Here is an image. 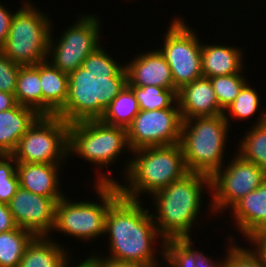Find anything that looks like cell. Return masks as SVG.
<instances>
[{
  "label": "cell",
  "mask_w": 266,
  "mask_h": 267,
  "mask_svg": "<svg viewBox=\"0 0 266 267\" xmlns=\"http://www.w3.org/2000/svg\"><path fill=\"white\" fill-rule=\"evenodd\" d=\"M127 84L125 65L100 46L68 74L66 103L56 115L68 124L98 120Z\"/></svg>",
  "instance_id": "6da1fadb"
},
{
  "label": "cell",
  "mask_w": 266,
  "mask_h": 267,
  "mask_svg": "<svg viewBox=\"0 0 266 267\" xmlns=\"http://www.w3.org/2000/svg\"><path fill=\"white\" fill-rule=\"evenodd\" d=\"M143 204L141 200L120 195L110 205L105 217V235L109 236L110 246L106 258L138 266L159 263L155 242L160 239V249L164 250L165 240L155 226L150 209H145Z\"/></svg>",
  "instance_id": "7a4b0ae2"
},
{
  "label": "cell",
  "mask_w": 266,
  "mask_h": 267,
  "mask_svg": "<svg viewBox=\"0 0 266 267\" xmlns=\"http://www.w3.org/2000/svg\"><path fill=\"white\" fill-rule=\"evenodd\" d=\"M132 153L134 156L128 162L126 161V168L123 171L126 182L122 184L113 179L115 177L98 171L96 183H117L121 195L129 199L141 200L142 194L152 196L189 173L180 143L141 148L131 151V155Z\"/></svg>",
  "instance_id": "3957f363"
},
{
  "label": "cell",
  "mask_w": 266,
  "mask_h": 267,
  "mask_svg": "<svg viewBox=\"0 0 266 267\" xmlns=\"http://www.w3.org/2000/svg\"><path fill=\"white\" fill-rule=\"evenodd\" d=\"M204 188L211 192L210 176L189 172L151 196L156 210L152 217L165 241L191 238L192 227L201 215Z\"/></svg>",
  "instance_id": "277c9868"
},
{
  "label": "cell",
  "mask_w": 266,
  "mask_h": 267,
  "mask_svg": "<svg viewBox=\"0 0 266 267\" xmlns=\"http://www.w3.org/2000/svg\"><path fill=\"white\" fill-rule=\"evenodd\" d=\"M229 127L224 115L183 120L180 145L188 172L211 177L223 167Z\"/></svg>",
  "instance_id": "5b68a950"
},
{
  "label": "cell",
  "mask_w": 266,
  "mask_h": 267,
  "mask_svg": "<svg viewBox=\"0 0 266 267\" xmlns=\"http://www.w3.org/2000/svg\"><path fill=\"white\" fill-rule=\"evenodd\" d=\"M94 189L98 202L72 201L64 195L56 204L52 230L83 242L103 236L107 211L121 194L117 183H94Z\"/></svg>",
  "instance_id": "8992f818"
},
{
  "label": "cell",
  "mask_w": 266,
  "mask_h": 267,
  "mask_svg": "<svg viewBox=\"0 0 266 267\" xmlns=\"http://www.w3.org/2000/svg\"><path fill=\"white\" fill-rule=\"evenodd\" d=\"M14 12L2 53L21 66L36 65L47 60L52 25L44 11L29 0Z\"/></svg>",
  "instance_id": "52a82bcc"
},
{
  "label": "cell",
  "mask_w": 266,
  "mask_h": 267,
  "mask_svg": "<svg viewBox=\"0 0 266 267\" xmlns=\"http://www.w3.org/2000/svg\"><path fill=\"white\" fill-rule=\"evenodd\" d=\"M125 148L126 153H131L124 127L111 126L100 119L69 124L68 155H77L94 166L108 168L125 152Z\"/></svg>",
  "instance_id": "ba28073f"
},
{
  "label": "cell",
  "mask_w": 266,
  "mask_h": 267,
  "mask_svg": "<svg viewBox=\"0 0 266 267\" xmlns=\"http://www.w3.org/2000/svg\"><path fill=\"white\" fill-rule=\"evenodd\" d=\"M69 124L57 115H41L11 154L17 163H65Z\"/></svg>",
  "instance_id": "9c48e42d"
},
{
  "label": "cell",
  "mask_w": 266,
  "mask_h": 267,
  "mask_svg": "<svg viewBox=\"0 0 266 267\" xmlns=\"http://www.w3.org/2000/svg\"><path fill=\"white\" fill-rule=\"evenodd\" d=\"M173 19L164 35L163 47L157 49L167 61L174 86L179 90L183 85L203 76L202 42L182 17Z\"/></svg>",
  "instance_id": "30bf717a"
},
{
  "label": "cell",
  "mask_w": 266,
  "mask_h": 267,
  "mask_svg": "<svg viewBox=\"0 0 266 267\" xmlns=\"http://www.w3.org/2000/svg\"><path fill=\"white\" fill-rule=\"evenodd\" d=\"M81 15L62 32L57 42L51 29L47 61L66 74L76 71L92 52L102 46L99 40L102 26L100 18L94 14Z\"/></svg>",
  "instance_id": "8fae6325"
},
{
  "label": "cell",
  "mask_w": 266,
  "mask_h": 267,
  "mask_svg": "<svg viewBox=\"0 0 266 267\" xmlns=\"http://www.w3.org/2000/svg\"><path fill=\"white\" fill-rule=\"evenodd\" d=\"M225 165L210 177L212 194L209 196L212 200L208 208L215 215L227 212L226 209H230L266 180L265 170L237 153Z\"/></svg>",
  "instance_id": "7c38bea8"
},
{
  "label": "cell",
  "mask_w": 266,
  "mask_h": 267,
  "mask_svg": "<svg viewBox=\"0 0 266 267\" xmlns=\"http://www.w3.org/2000/svg\"><path fill=\"white\" fill-rule=\"evenodd\" d=\"M182 122L179 108L139 110L126 128L131 151L180 143Z\"/></svg>",
  "instance_id": "4fadbf2b"
},
{
  "label": "cell",
  "mask_w": 266,
  "mask_h": 267,
  "mask_svg": "<svg viewBox=\"0 0 266 267\" xmlns=\"http://www.w3.org/2000/svg\"><path fill=\"white\" fill-rule=\"evenodd\" d=\"M62 197H43L22 187L7 204L18 227L34 236H49L55 221V208Z\"/></svg>",
  "instance_id": "5bb4252c"
},
{
  "label": "cell",
  "mask_w": 266,
  "mask_h": 267,
  "mask_svg": "<svg viewBox=\"0 0 266 267\" xmlns=\"http://www.w3.org/2000/svg\"><path fill=\"white\" fill-rule=\"evenodd\" d=\"M125 68L130 87L159 86L178 93L171 69L158 49L139 53Z\"/></svg>",
  "instance_id": "9a60e30c"
},
{
  "label": "cell",
  "mask_w": 266,
  "mask_h": 267,
  "mask_svg": "<svg viewBox=\"0 0 266 267\" xmlns=\"http://www.w3.org/2000/svg\"><path fill=\"white\" fill-rule=\"evenodd\" d=\"M182 120L195 117L223 115L210 78L201 77L183 85L177 93Z\"/></svg>",
  "instance_id": "2e32d148"
},
{
  "label": "cell",
  "mask_w": 266,
  "mask_h": 267,
  "mask_svg": "<svg viewBox=\"0 0 266 267\" xmlns=\"http://www.w3.org/2000/svg\"><path fill=\"white\" fill-rule=\"evenodd\" d=\"M64 163H17L19 186L43 197H63L60 176Z\"/></svg>",
  "instance_id": "e0dca14e"
},
{
  "label": "cell",
  "mask_w": 266,
  "mask_h": 267,
  "mask_svg": "<svg viewBox=\"0 0 266 267\" xmlns=\"http://www.w3.org/2000/svg\"><path fill=\"white\" fill-rule=\"evenodd\" d=\"M233 212L234 227L243 237L250 239L254 234L266 229V180L254 191L236 202Z\"/></svg>",
  "instance_id": "ac0fdd59"
},
{
  "label": "cell",
  "mask_w": 266,
  "mask_h": 267,
  "mask_svg": "<svg viewBox=\"0 0 266 267\" xmlns=\"http://www.w3.org/2000/svg\"><path fill=\"white\" fill-rule=\"evenodd\" d=\"M237 46L202 44L201 61L203 77L243 73V52Z\"/></svg>",
  "instance_id": "d6986e66"
},
{
  "label": "cell",
  "mask_w": 266,
  "mask_h": 267,
  "mask_svg": "<svg viewBox=\"0 0 266 267\" xmlns=\"http://www.w3.org/2000/svg\"><path fill=\"white\" fill-rule=\"evenodd\" d=\"M40 116L33 108L18 103L0 112V154H12L21 137Z\"/></svg>",
  "instance_id": "ffe728a7"
},
{
  "label": "cell",
  "mask_w": 266,
  "mask_h": 267,
  "mask_svg": "<svg viewBox=\"0 0 266 267\" xmlns=\"http://www.w3.org/2000/svg\"><path fill=\"white\" fill-rule=\"evenodd\" d=\"M58 244L52 236H35L27 245L18 267H69L73 259L64 246Z\"/></svg>",
  "instance_id": "44dd1931"
},
{
  "label": "cell",
  "mask_w": 266,
  "mask_h": 267,
  "mask_svg": "<svg viewBox=\"0 0 266 267\" xmlns=\"http://www.w3.org/2000/svg\"><path fill=\"white\" fill-rule=\"evenodd\" d=\"M42 115H56L65 105L68 95V74L49 61L40 63Z\"/></svg>",
  "instance_id": "7402d4cb"
},
{
  "label": "cell",
  "mask_w": 266,
  "mask_h": 267,
  "mask_svg": "<svg viewBox=\"0 0 266 267\" xmlns=\"http://www.w3.org/2000/svg\"><path fill=\"white\" fill-rule=\"evenodd\" d=\"M192 238L165 241L164 250L159 252L164 267H223V260H214L201 250L192 248ZM222 261V262H221Z\"/></svg>",
  "instance_id": "603a6c76"
},
{
  "label": "cell",
  "mask_w": 266,
  "mask_h": 267,
  "mask_svg": "<svg viewBox=\"0 0 266 267\" xmlns=\"http://www.w3.org/2000/svg\"><path fill=\"white\" fill-rule=\"evenodd\" d=\"M14 96L19 105L33 108L42 115L40 63L20 67Z\"/></svg>",
  "instance_id": "cb8c5ba5"
},
{
  "label": "cell",
  "mask_w": 266,
  "mask_h": 267,
  "mask_svg": "<svg viewBox=\"0 0 266 267\" xmlns=\"http://www.w3.org/2000/svg\"><path fill=\"white\" fill-rule=\"evenodd\" d=\"M261 112L256 123L239 139L237 154L266 171V111Z\"/></svg>",
  "instance_id": "d4e9b609"
},
{
  "label": "cell",
  "mask_w": 266,
  "mask_h": 267,
  "mask_svg": "<svg viewBox=\"0 0 266 267\" xmlns=\"http://www.w3.org/2000/svg\"><path fill=\"white\" fill-rule=\"evenodd\" d=\"M139 110L136 95L133 89L127 84L112 100L100 120L111 126L127 128L139 113Z\"/></svg>",
  "instance_id": "484cf974"
},
{
  "label": "cell",
  "mask_w": 266,
  "mask_h": 267,
  "mask_svg": "<svg viewBox=\"0 0 266 267\" xmlns=\"http://www.w3.org/2000/svg\"><path fill=\"white\" fill-rule=\"evenodd\" d=\"M35 236L20 227L0 233V267H18L27 245Z\"/></svg>",
  "instance_id": "4316f807"
},
{
  "label": "cell",
  "mask_w": 266,
  "mask_h": 267,
  "mask_svg": "<svg viewBox=\"0 0 266 267\" xmlns=\"http://www.w3.org/2000/svg\"><path fill=\"white\" fill-rule=\"evenodd\" d=\"M140 110L179 108L177 93L159 86L131 87Z\"/></svg>",
  "instance_id": "83f0119b"
},
{
  "label": "cell",
  "mask_w": 266,
  "mask_h": 267,
  "mask_svg": "<svg viewBox=\"0 0 266 267\" xmlns=\"http://www.w3.org/2000/svg\"><path fill=\"white\" fill-rule=\"evenodd\" d=\"M249 83L247 82L242 87L235 100L223 112L224 118L229 126H231L230 122L232 121V117L236 120H246L255 115L258 109H260L259 105L261 104H259L260 98L257 93L258 91L252 85H249Z\"/></svg>",
  "instance_id": "f1b7e54d"
},
{
  "label": "cell",
  "mask_w": 266,
  "mask_h": 267,
  "mask_svg": "<svg viewBox=\"0 0 266 267\" xmlns=\"http://www.w3.org/2000/svg\"><path fill=\"white\" fill-rule=\"evenodd\" d=\"M243 73L215 76L210 78L217 102L224 111L237 97L242 87L248 82Z\"/></svg>",
  "instance_id": "f546056e"
},
{
  "label": "cell",
  "mask_w": 266,
  "mask_h": 267,
  "mask_svg": "<svg viewBox=\"0 0 266 267\" xmlns=\"http://www.w3.org/2000/svg\"><path fill=\"white\" fill-rule=\"evenodd\" d=\"M227 242L231 241L226 247L227 255L224 258L223 267H266L262 258L255 252V250L247 247H240L235 242L234 235H228ZM234 241V242H233Z\"/></svg>",
  "instance_id": "4dcf8cb0"
},
{
  "label": "cell",
  "mask_w": 266,
  "mask_h": 267,
  "mask_svg": "<svg viewBox=\"0 0 266 267\" xmlns=\"http://www.w3.org/2000/svg\"><path fill=\"white\" fill-rule=\"evenodd\" d=\"M21 65L12 62L0 50V91L14 94Z\"/></svg>",
  "instance_id": "1f68e13d"
},
{
  "label": "cell",
  "mask_w": 266,
  "mask_h": 267,
  "mask_svg": "<svg viewBox=\"0 0 266 267\" xmlns=\"http://www.w3.org/2000/svg\"><path fill=\"white\" fill-rule=\"evenodd\" d=\"M16 165L11 154H0V184L9 182L17 175Z\"/></svg>",
  "instance_id": "d6a6232c"
},
{
  "label": "cell",
  "mask_w": 266,
  "mask_h": 267,
  "mask_svg": "<svg viewBox=\"0 0 266 267\" xmlns=\"http://www.w3.org/2000/svg\"><path fill=\"white\" fill-rule=\"evenodd\" d=\"M95 255V256H94ZM86 256L84 260H81L87 267H139L133 263L119 262L108 259L103 256L99 257L97 254Z\"/></svg>",
  "instance_id": "836d02e7"
},
{
  "label": "cell",
  "mask_w": 266,
  "mask_h": 267,
  "mask_svg": "<svg viewBox=\"0 0 266 267\" xmlns=\"http://www.w3.org/2000/svg\"><path fill=\"white\" fill-rule=\"evenodd\" d=\"M13 15V11L11 13L8 8L0 3V50L3 48L8 37Z\"/></svg>",
  "instance_id": "e575fe53"
},
{
  "label": "cell",
  "mask_w": 266,
  "mask_h": 267,
  "mask_svg": "<svg viewBox=\"0 0 266 267\" xmlns=\"http://www.w3.org/2000/svg\"><path fill=\"white\" fill-rule=\"evenodd\" d=\"M19 187L18 175L7 183L0 184V203L8 204Z\"/></svg>",
  "instance_id": "d590c367"
},
{
  "label": "cell",
  "mask_w": 266,
  "mask_h": 267,
  "mask_svg": "<svg viewBox=\"0 0 266 267\" xmlns=\"http://www.w3.org/2000/svg\"><path fill=\"white\" fill-rule=\"evenodd\" d=\"M17 227L8 205L0 203V233L13 230Z\"/></svg>",
  "instance_id": "8d00e7d4"
},
{
  "label": "cell",
  "mask_w": 266,
  "mask_h": 267,
  "mask_svg": "<svg viewBox=\"0 0 266 267\" xmlns=\"http://www.w3.org/2000/svg\"><path fill=\"white\" fill-rule=\"evenodd\" d=\"M249 245H252L255 252L262 258L266 266V231L262 230L248 239Z\"/></svg>",
  "instance_id": "74e56055"
},
{
  "label": "cell",
  "mask_w": 266,
  "mask_h": 267,
  "mask_svg": "<svg viewBox=\"0 0 266 267\" xmlns=\"http://www.w3.org/2000/svg\"><path fill=\"white\" fill-rule=\"evenodd\" d=\"M17 104L14 94L0 91V112L9 110Z\"/></svg>",
  "instance_id": "f35d334b"
},
{
  "label": "cell",
  "mask_w": 266,
  "mask_h": 267,
  "mask_svg": "<svg viewBox=\"0 0 266 267\" xmlns=\"http://www.w3.org/2000/svg\"><path fill=\"white\" fill-rule=\"evenodd\" d=\"M69 267H87V266L82 261L81 262L79 261L77 265L75 263V265L71 264Z\"/></svg>",
  "instance_id": "ab89813d"
},
{
  "label": "cell",
  "mask_w": 266,
  "mask_h": 267,
  "mask_svg": "<svg viewBox=\"0 0 266 267\" xmlns=\"http://www.w3.org/2000/svg\"><path fill=\"white\" fill-rule=\"evenodd\" d=\"M158 263L157 264H154V265H150V266H139V267H158Z\"/></svg>",
  "instance_id": "60d3db41"
}]
</instances>
